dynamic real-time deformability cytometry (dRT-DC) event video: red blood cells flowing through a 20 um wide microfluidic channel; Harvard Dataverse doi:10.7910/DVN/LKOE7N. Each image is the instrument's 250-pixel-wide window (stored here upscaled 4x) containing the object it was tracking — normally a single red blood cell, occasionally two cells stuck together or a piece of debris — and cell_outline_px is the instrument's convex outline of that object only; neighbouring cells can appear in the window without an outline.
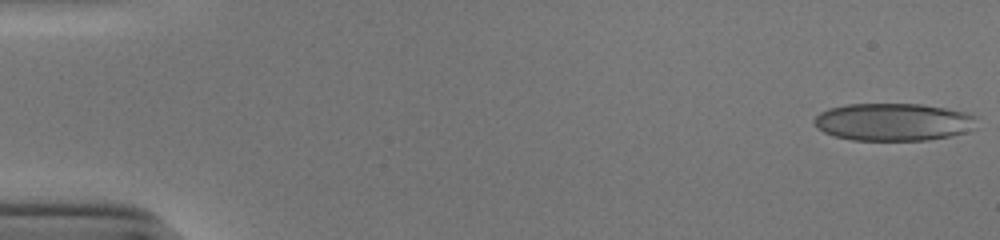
{"species": "human", "species_latin": "Homo sapiens", "temperature_condition": "cold", "stored_images_in_passage": 49, "camera_frame_rate_fps": 3000, "um_per_image_px": 0.085, "donor": {"sex": "male"}, "frame": {"image": 1, "passage_image": 1, "time_ms": 0.0, "image_size_px": [1000, 240], "cell_outline_px": [[976, 128], [968, 132], [928, 140], [852, 140], [832, 136], [816, 128], [812, 120], [820, 112], [828, 108], [848, 104], [920, 104], [944, 108], [964, 112], [976, 116]], "centroid_in_image_um": [75.91, 10.37], "position_along_channel_um": 9.1, "area_um2": 35.84}}
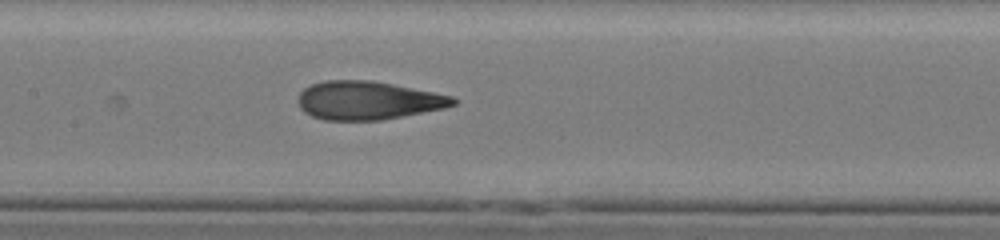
{"frame": {"image": 2, "passage_image": 26, "time_ms": 8.333, "image_size_px": [1000, 240], "cell_outline_px": [[456, 104], [444, 108], [380, 120], [324, 120], [312, 116], [304, 112], [300, 108], [296, 100], [300, 92], [304, 88], [312, 84], [324, 80], [372, 80], [452, 96], [456, 100]], "centroid_in_image_um": [31.21, 8.53], "position_along_channel_um": 176.2, "area_um2": 34.56}}
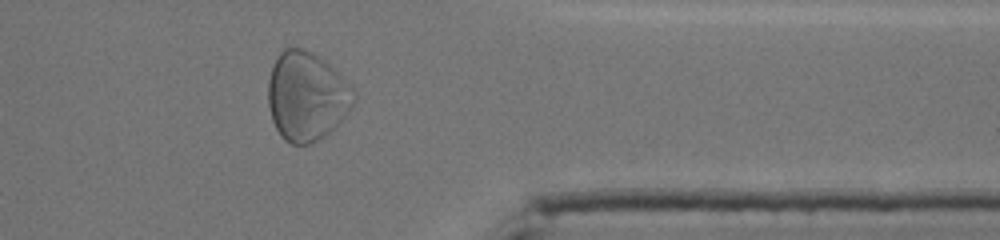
{"frame": {"image": 3, "passage_image": 43, "time_ms": 14.0, "image_size_px": [1000, 240], "cell_outline_px": [[356, 100], [348, 112], [324, 136], [312, 144], [292, 144], [284, 140], [280, 136], [272, 120], [268, 108], [268, 80], [272, 64], [276, 56], [284, 48], [304, 48], [324, 60], [356, 92]], "centroid_in_image_um": [26.02, 8.19], "position_along_channel_um": 385.4, "area_um2": 44.33}, "authors_computed_cell_mechanics": {"area_um2": 36.0094, "velocity_mm_per_s": 3.8982, "shape_relaxation_time_tau1_ms": 10.5888, "shape_relaxation_time_tau2_ms": 0.8441, "deformation_change_tau1": 0.2999, "deformation_change_tau2": 0.0626}}